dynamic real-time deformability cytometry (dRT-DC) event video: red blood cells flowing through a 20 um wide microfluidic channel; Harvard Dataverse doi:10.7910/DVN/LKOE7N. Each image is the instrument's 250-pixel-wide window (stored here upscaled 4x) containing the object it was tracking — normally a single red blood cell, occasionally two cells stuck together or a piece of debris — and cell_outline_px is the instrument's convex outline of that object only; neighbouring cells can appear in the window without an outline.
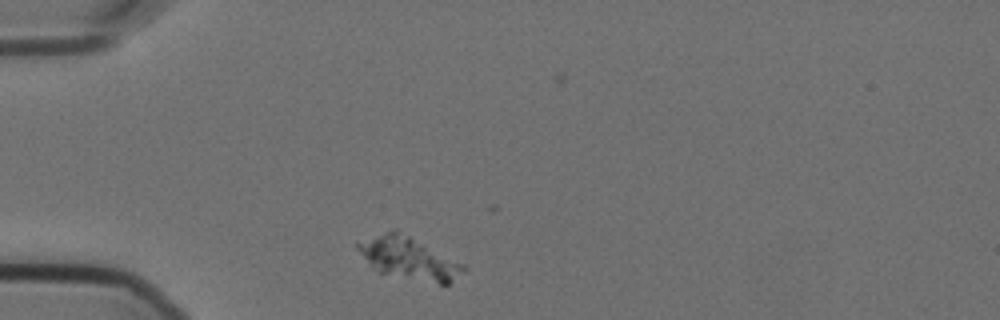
{"species": "Egyptian fruit bat (a non-hibernating species)", "species_latin": "Rousettus aegyptiacus", "temperature_condition": "cold", "stored_images_in_passage": 6, "camera_frame_rate_fps": 3000, "um_per_image_px": 0.085, "animal": {"sex": "female"}, "frame": {"image": 1, "passage_image": 3, "time_ms": 0.667, "image_size_px": [1000, 320], "cell_outline_px": [[468, 268], [464, 272], [448, 284], [440, 284], [380, 272], [372, 268], [356, 248], [356, 244], [384, 232], [396, 228], [464, 264]], "centroid_in_image_um": [34.79, 21.94], "position_along_channel_um": 50.2, "area_um2": 25.66}}